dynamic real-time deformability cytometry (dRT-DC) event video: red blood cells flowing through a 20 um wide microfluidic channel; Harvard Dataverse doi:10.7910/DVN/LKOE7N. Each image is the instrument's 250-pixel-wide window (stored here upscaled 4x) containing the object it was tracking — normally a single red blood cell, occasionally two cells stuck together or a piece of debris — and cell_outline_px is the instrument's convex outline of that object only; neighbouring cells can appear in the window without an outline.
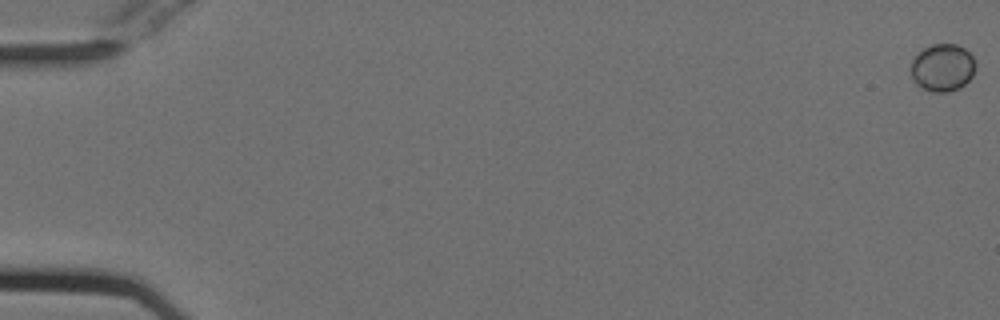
{"species": "Egyptian fruit bat (a non-hibernating species)", "species_latin": "Rousettus aegyptiacus", "temperature_condition": "cold", "stored_images_in_passage": 23, "camera_frame_rate_fps": 3000, "um_per_image_px": 0.085, "animal": {"sex": "female"}, "frame": {"image": 1, "passage_image": 1, "time_ms": 0.0, "image_size_px": [1000, 320], "cell_outline_px": [[976, 68], [972, 76], [960, 88], [948, 92], [932, 92], [916, 84], [912, 80], [912, 60], [924, 48], [932, 44], [956, 44], [964, 48], [972, 56], [976, 64]], "centroid_in_image_um": [80.13, 5.75], "position_along_channel_um": 4.9, "area_um2": 17.8}}
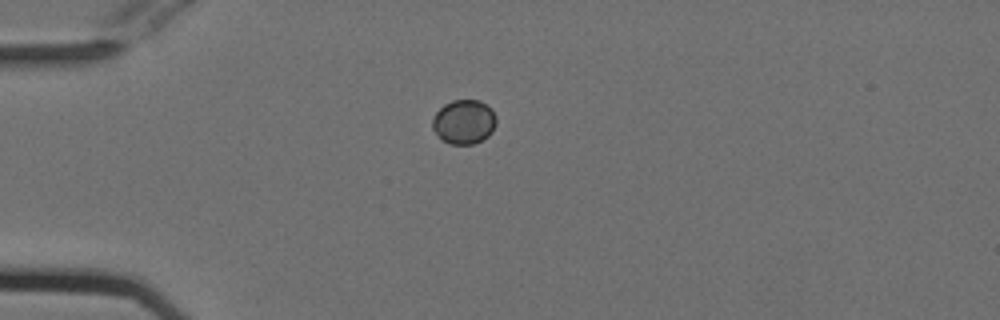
{"frame": {"image": 2, "passage_image": 16, "time_ms": 5.0, "image_size_px": [1000, 320], "cell_outline_px": [[496, 124], [492, 132], [488, 136], [472, 144], [452, 144], [444, 140], [432, 128], [432, 116], [444, 104], [452, 100], [480, 100], [492, 108], [496, 116]], "centroid_in_image_um": [39.45, 10.33], "position_along_channel_um": 45.5, "area_um2": 16.47}}
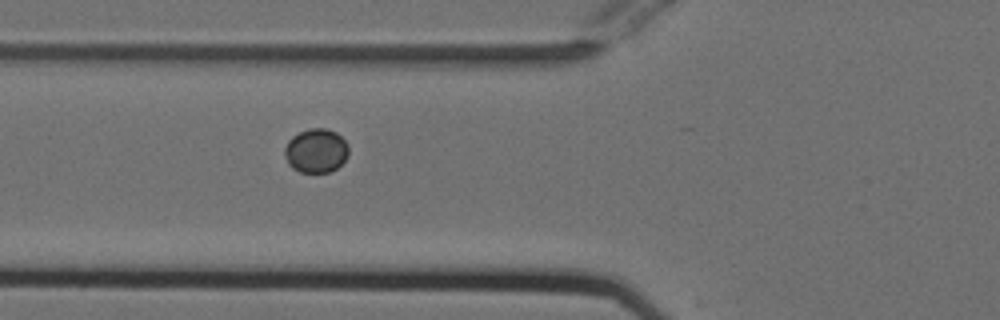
{"frame": {"image": 3, "passage_image": 22, "time_ms": 7.0, "image_size_px": [1000, 320], "cell_outline_px": [[348, 156], [336, 168], [328, 172], [300, 172], [292, 168], [288, 164], [284, 156], [284, 148], [288, 140], [292, 136], [308, 128], [328, 128], [336, 132], [348, 144]], "centroid_in_image_um": [26.84, 12.8], "position_along_channel_um": 99.0, "area_um2": 16.53}}